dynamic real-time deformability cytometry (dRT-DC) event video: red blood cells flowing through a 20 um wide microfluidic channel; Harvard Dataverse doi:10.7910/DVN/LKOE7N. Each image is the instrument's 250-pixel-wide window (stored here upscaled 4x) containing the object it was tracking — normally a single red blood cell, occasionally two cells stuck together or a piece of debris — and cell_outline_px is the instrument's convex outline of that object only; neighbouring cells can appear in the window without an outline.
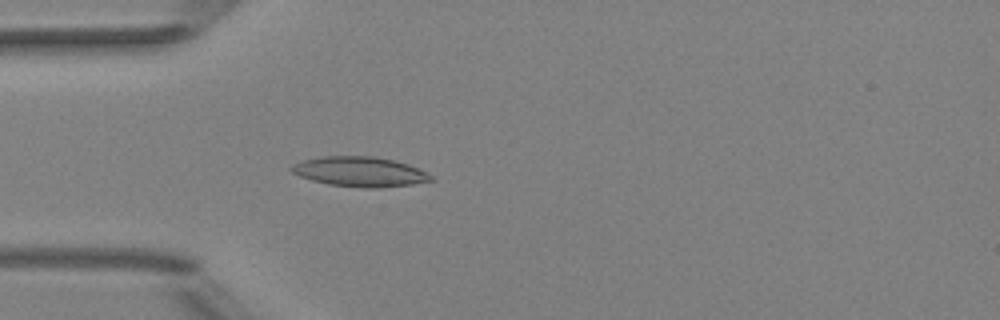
{"species": "Egyptian fruit bat (a non-hibernating species)", "species_latin": "Rousettus aegyptiacus", "temperature_condition": "room temperature", "stored_images_in_passage": 51, "camera_frame_rate_fps": 3000, "um_per_image_px": 0.085, "animal": {"sex": "female"}, "frame": {"image": 1, "passage_image": 15, "time_ms": 4.667, "image_size_px": [1000, 320], "cell_outline_px": [[436, 180], [412, 184], [380, 188], [360, 188], [328, 184], [312, 180], [300, 176], [292, 172], [288, 168], [292, 164], [304, 160], [320, 156], [376, 156], [408, 164], [432, 176]], "centroid_in_image_um": [30.56, 14.6], "position_along_channel_um": 54.4, "area_um2": 24.33}}
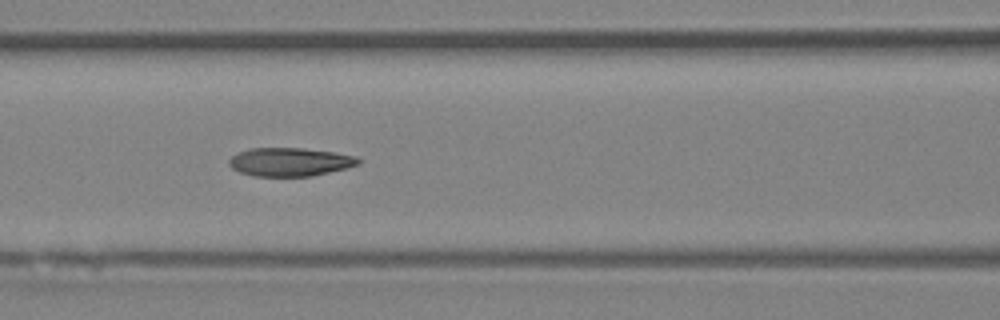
{"frame": {"image": 2, "passage_image": 22, "time_ms": 7.0, "image_size_px": [1000, 320], "cell_outline_px": [[360, 164], [348, 168], [312, 176], [252, 176], [240, 172], [232, 168], [228, 164], [228, 160], [232, 156], [248, 148], [300, 148], [332, 152], [356, 156], [360, 160]], "centroid_in_image_um": [24.64, 13.77], "position_along_channel_um": 142.0, "area_um2": 21.44}}
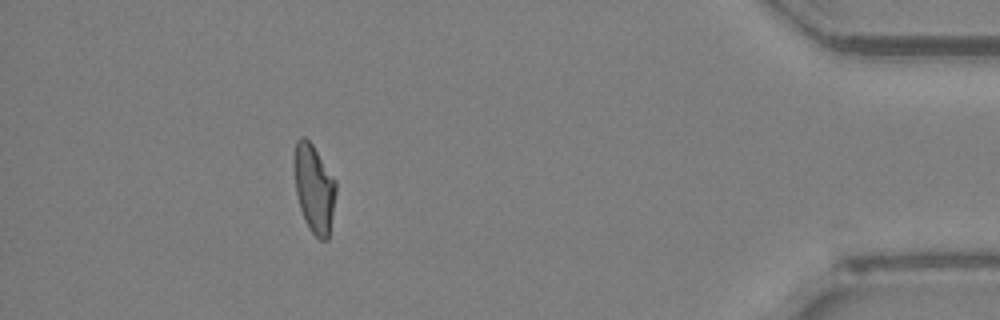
{"frame": {"image": 3, "passage_image": 46, "time_ms": 15.0, "image_size_px": [1000, 320], "cell_outline_px": [[336, 192], [328, 240], [320, 240], [308, 228], [304, 220], [300, 208], [296, 192], [292, 164], [296, 140], [300, 136], [304, 136], [312, 144], [336, 180]], "centroid_in_image_um": [26.67, 15.99], "position_along_channel_um": 408.5, "area_um2": 21.73}, "authors_computed_cell_mechanics": {"area_um2": 22.0796, "velocity_mm_per_s": 4.0278, "shape_relaxation_time_tau1_ms": null, "shape_relaxation_time_tau2_ms": 3.7664, "deformation_change_tau1": null, "deformation_change_tau2": 0.103}}